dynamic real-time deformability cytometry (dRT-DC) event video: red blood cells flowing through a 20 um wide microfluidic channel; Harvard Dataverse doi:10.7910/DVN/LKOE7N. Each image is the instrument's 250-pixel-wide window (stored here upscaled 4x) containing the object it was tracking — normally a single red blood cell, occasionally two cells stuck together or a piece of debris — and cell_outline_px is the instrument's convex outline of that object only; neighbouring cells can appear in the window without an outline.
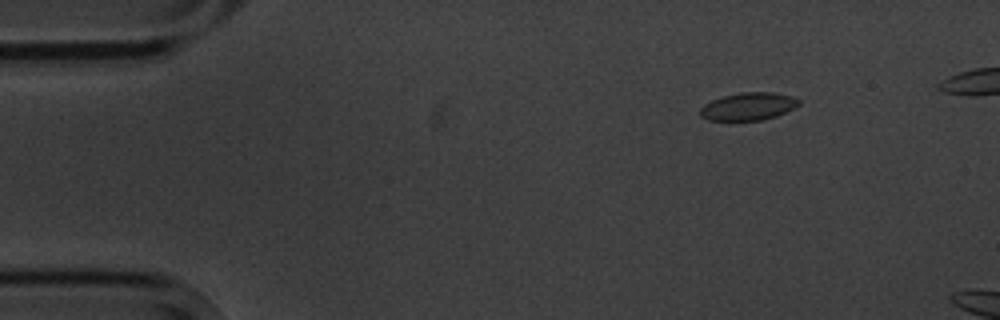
{"species": "common noctule bat (a hibernating species)", "species_latin": "Nyctalus noctula", "temperature_condition": "cold", "stored_images_in_passage": 5, "camera_frame_rate_fps": 3000, "um_per_image_px": 0.085, "animal": {"sex": "male", "body_mass_g": 20.1, "forearm_length_mm": 53.5}, "frame": {"image": 1, "passage_image": 1, "time_ms": 0.0, "image_size_px": [1000, 320], "cell_outline_px": [[800, 104], [776, 116], [760, 120], [708, 120], [700, 116], [700, 108], [704, 104], [720, 96], [740, 92], [772, 92], [792, 96], [800, 100]], "centroid_in_image_um": [63.57, 9.03], "position_along_channel_um": 21.4, "area_um2": 15.9}}
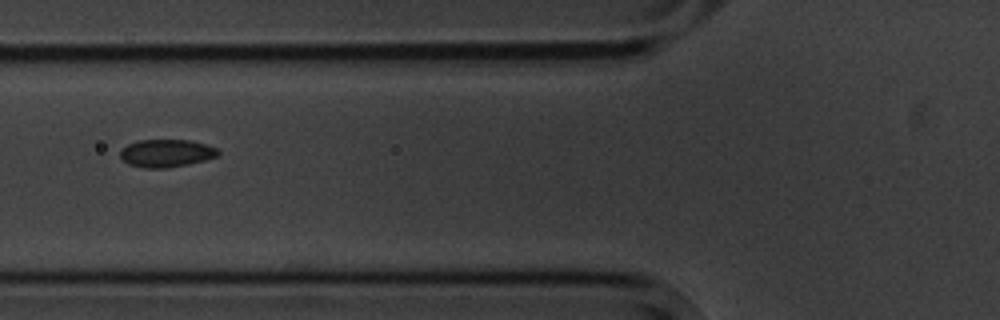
{"frame": {"image": 2, "passage_image": 5, "time_ms": 4.667, "image_size_px": [1000, 320], "cell_outline_px": [[220, 152], [216, 156], [204, 160], [188, 164], [168, 168], [144, 168], [128, 164], [120, 156], [120, 152], [128, 144], [140, 140], [188, 140], [208, 144], [216, 148]], "centroid_in_image_um": [14.15, 13.02], "position_along_channel_um": 111.7, "area_um2": 15.72}}